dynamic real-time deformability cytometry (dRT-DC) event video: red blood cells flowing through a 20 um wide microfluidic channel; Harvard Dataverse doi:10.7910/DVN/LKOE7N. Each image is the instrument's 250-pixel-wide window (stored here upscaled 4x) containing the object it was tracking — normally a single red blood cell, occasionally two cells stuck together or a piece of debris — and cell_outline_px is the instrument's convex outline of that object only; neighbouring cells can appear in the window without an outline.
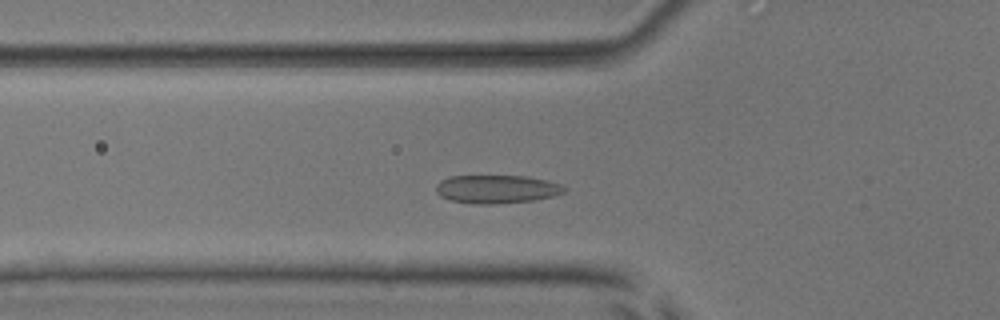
{"species": "common noctule bat (a hibernating species)", "species_latin": "Nyctalus noctula", "temperature_condition": "room temperature", "stored_images_in_passage": 40, "camera_frame_rate_fps": 3000, "um_per_image_px": 0.085, "animal": {"sex": "male", "body_mass_g": 17.9, "forearm_length_mm": 54.2}, "frame": {"image": 1, "passage_image": 14, "time_ms": 4.333, "image_size_px": [1000, 320], "cell_outline_px": [[564, 192], [552, 196], [532, 200], [496, 204], [476, 204], [452, 200], [440, 196], [436, 192], [436, 184], [440, 180], [448, 176], [528, 176], [548, 180], [560, 184], [564, 188]], "centroid_in_image_um": [42.18, 16.06], "position_along_channel_um": 83.6, "area_um2": 21.1}}
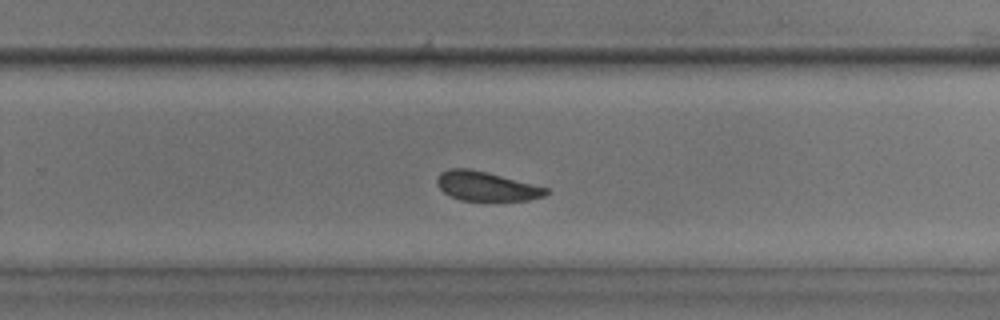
{"frame": {"image": 2, "passage_image": 30, "time_ms": 9.667, "image_size_px": [1000, 320], "cell_outline_px": [[548, 192], [544, 196], [528, 200], [460, 200], [448, 196], [436, 184], [436, 176], [440, 172], [448, 168], [468, 168], [488, 172], [548, 188]], "centroid_in_image_um": [41.27, 15.81], "position_along_channel_um": 288.5, "area_um2": 18.67}}
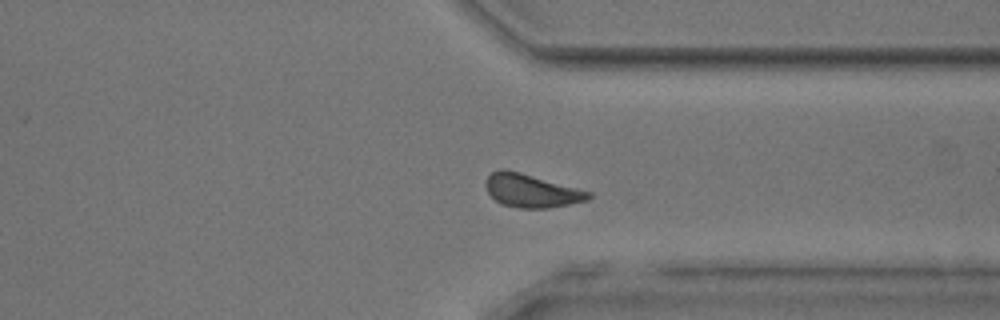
{"frame": {"image": 3, "passage_image": 36, "time_ms": 11.667, "image_size_px": [1000, 320], "cell_outline_px": [[592, 196], [588, 200], [548, 208], [520, 208], [500, 204], [488, 192], [484, 184], [488, 176], [492, 172], [500, 168], [504, 168], [520, 172], [592, 192]], "centroid_in_image_um": [45.15, 16.2], "position_along_channel_um": 366.3, "area_um2": 19.88}, "authors_computed_cell_mechanics": {"area_um2": 20.3456, "velocity_mm_per_s": 3.8516, "shape_relaxation_time_tau1_ms": 3.3241, "shape_relaxation_time_tau2_ms": 1.3872, "deformation_change_tau1": 0.0808, "deformation_change_tau2": 0.0615}}